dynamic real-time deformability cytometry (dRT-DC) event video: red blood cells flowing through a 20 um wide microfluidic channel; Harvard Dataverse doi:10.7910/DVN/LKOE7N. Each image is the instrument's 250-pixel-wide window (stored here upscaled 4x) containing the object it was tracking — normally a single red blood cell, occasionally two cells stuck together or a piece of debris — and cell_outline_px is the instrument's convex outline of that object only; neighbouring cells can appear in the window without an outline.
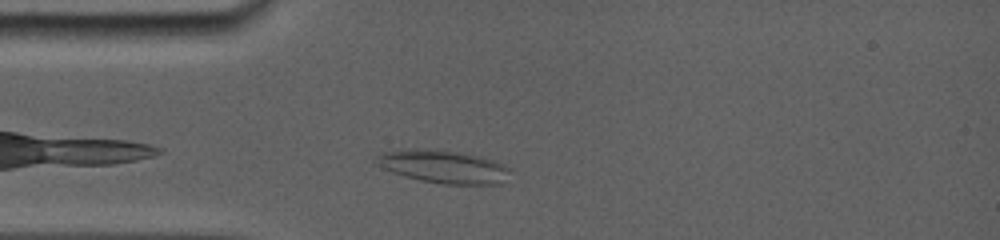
{"species": "common noctule bat (a hibernating species)", "species_latin": "Nyctalus noctula", "temperature_condition": "room temperature", "stored_images_in_passage": 27, "camera_frame_rate_fps": 5000, "um_per_image_px": 0.085, "animal": {"sex": "female", "body_mass_g": 19.0, "forearm_length_mm": 56.7}, "frame": {"image": 1, "passage_image": 2, "time_ms": 0.8, "image_size_px": [1000, 240], "cell_outline_px": [[508, 168], [500, 184], [444, 184], [420, 180], [404, 176], [392, 172], [384, 168], [376, 156], [388, 152], [444, 152], [468, 156], [488, 160], [504, 164]], "centroid_in_image_um": [37.72, 14.26], "position_along_channel_um": 47.3, "area_um2": 23.12}}
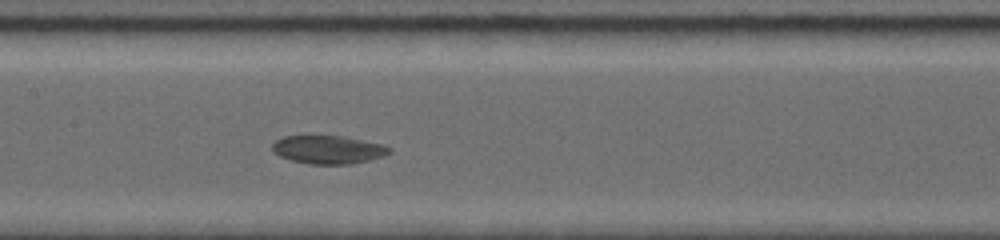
{"frame": {"image": 2, "passage_image": 11, "time_ms": 4.6, "image_size_px": [1000, 240], "cell_outline_px": [[392, 152], [368, 160], [352, 164], [312, 164], [292, 160], [280, 156], [272, 148], [272, 144], [276, 140], [284, 136], [340, 136], [380, 144], [392, 148]], "centroid_in_image_um": [27.88, 12.72], "position_along_channel_um": 179.5, "area_um2": 18.84}}
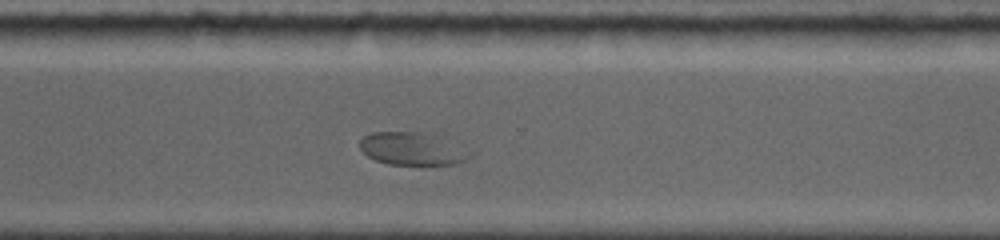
{"frame": {"image": 3, "passage_image": 22, "time_ms": 8.8, "image_size_px": [1000, 240], "cell_outline_px": [[472, 152], [464, 160], [456, 164], [388, 164], [376, 160], [368, 156], [360, 148], [360, 140], [364, 136], [372, 132], [424, 132], [436, 136]], "centroid_in_image_um": [34.99, 12.64], "position_along_channel_um": 335.6, "area_um2": 20.52}}